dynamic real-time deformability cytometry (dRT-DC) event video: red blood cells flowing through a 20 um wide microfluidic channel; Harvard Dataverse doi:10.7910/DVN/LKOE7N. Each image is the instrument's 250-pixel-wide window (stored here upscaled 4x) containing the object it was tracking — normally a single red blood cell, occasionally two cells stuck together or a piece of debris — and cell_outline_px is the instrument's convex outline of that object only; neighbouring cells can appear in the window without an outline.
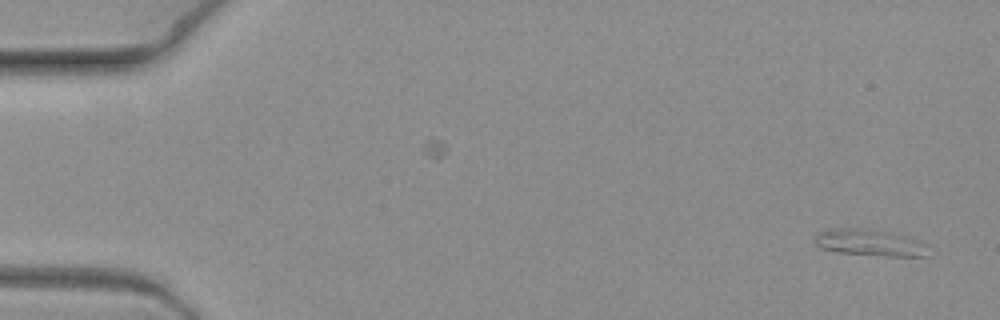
{"species": "common noctule bat (a hibernating species)", "species_latin": "Nyctalus noctula", "temperature_condition": "warm", "stored_images_in_passage": 3, "camera_frame_rate_fps": 3000, "um_per_image_px": 0.085, "animal": {"sex": "female", "body_mass_g": 19.3, "forearm_length_mm": 54.1}, "frame": {"image": 1, "passage_image": 3, "time_ms": 0.667, "image_size_px": [1000, 320], "cell_outline_px": [[924, 256], [888, 256], [840, 252], [820, 248], [812, 240], [820, 232], [828, 228], [856, 228], [892, 232], [904, 236], [924, 244]], "centroid_in_image_um": [73.8, 20.61], "position_along_channel_um": 11.2, "area_um2": 17.05}}